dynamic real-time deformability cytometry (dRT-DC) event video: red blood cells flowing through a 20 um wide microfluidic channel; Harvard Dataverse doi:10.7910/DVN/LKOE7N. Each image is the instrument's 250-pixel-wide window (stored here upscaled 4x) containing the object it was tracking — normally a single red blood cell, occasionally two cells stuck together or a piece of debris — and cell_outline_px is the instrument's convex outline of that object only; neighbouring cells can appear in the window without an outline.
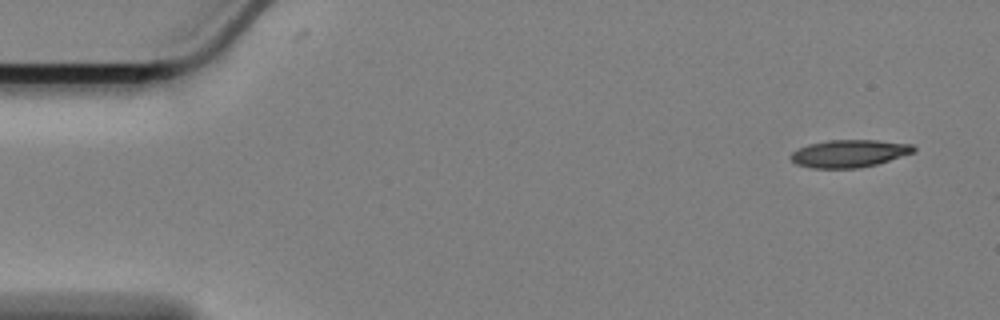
{"species": "Egyptian fruit bat (a non-hibernating species)", "species_latin": "Rousettus aegyptiacus", "temperature_condition": "cold", "stored_images_in_passage": 51, "camera_frame_rate_fps": 3000, "um_per_image_px": 0.085, "animal": {"sex": "female"}, "frame": {"image": 1, "passage_image": 1, "time_ms": 0.0, "image_size_px": [1000, 320], "cell_outline_px": [[916, 148], [912, 152], [876, 164], [856, 168], [812, 168], [796, 164], [788, 156], [792, 152], [808, 144], [828, 140], [876, 140], [912, 144]], "centroid_in_image_um": [72.13, 13.04], "position_along_channel_um": 12.9, "area_um2": 19.48}}
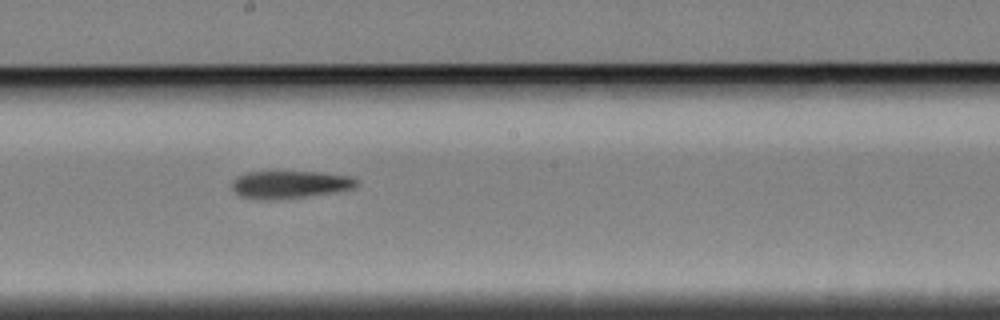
{"frame": {"image": 2, "passage_image": 29, "time_ms": 9.333, "image_size_px": [1000, 320], "cell_outline_px": [[356, 184], [352, 188], [332, 192], [304, 196], [240, 196], [232, 188], [232, 180], [236, 176], [248, 172], [320, 172], [352, 176], [356, 180]], "centroid_in_image_um": [24.67, 15.61], "position_along_channel_um": 223.5, "area_um2": 18.73}}
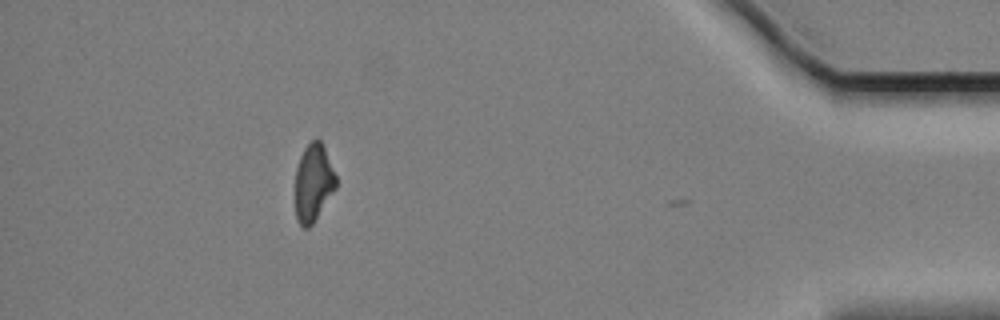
{"frame": {"image": 3, "passage_image": 50, "time_ms": 16.333, "image_size_px": [1000, 320], "cell_outline_px": [[336, 188], [312, 224], [308, 228], [304, 228], [296, 220], [296, 168], [300, 156], [304, 148], [316, 136], [320, 140], [324, 148], [336, 176]], "centroid_in_image_um": [26.63, 15.52], "position_along_channel_um": 408.6, "area_um2": 18.21}}